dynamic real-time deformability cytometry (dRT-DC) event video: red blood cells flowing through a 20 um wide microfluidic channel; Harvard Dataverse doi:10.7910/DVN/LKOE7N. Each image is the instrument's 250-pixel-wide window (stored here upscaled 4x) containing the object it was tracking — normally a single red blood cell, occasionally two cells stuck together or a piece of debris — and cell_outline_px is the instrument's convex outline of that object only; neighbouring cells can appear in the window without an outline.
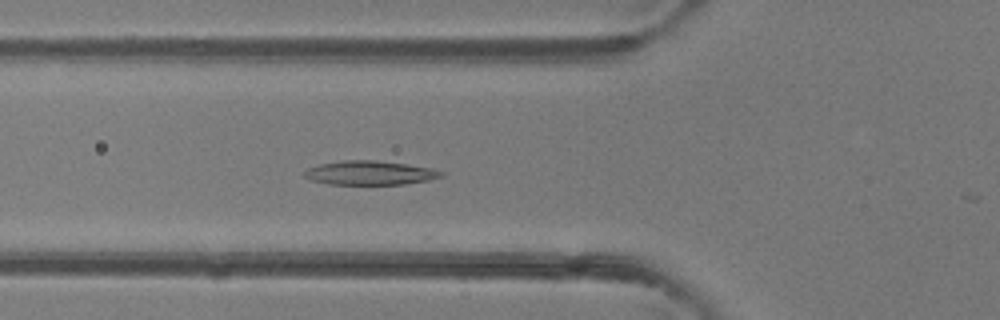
{"species": "common noctule bat (a hibernating species)", "species_latin": "Nyctalus noctula", "temperature_condition": "room temperature", "stored_images_in_passage": 18, "camera_frame_rate_fps": 3000, "um_per_image_px": 0.085, "animal": {"sex": "female"}, "frame": {"image": 1, "passage_image": 17, "time_ms": 5.333, "image_size_px": [1000, 320], "cell_outline_px": [[444, 176], [428, 180], [404, 184], [328, 184], [312, 180], [304, 176], [300, 172], [308, 168], [320, 164], [344, 160], [376, 160], [432, 168], [444, 172]], "centroid_in_image_um": [31.42, 14.69], "position_along_channel_um": 94.4, "area_um2": 19.13}}